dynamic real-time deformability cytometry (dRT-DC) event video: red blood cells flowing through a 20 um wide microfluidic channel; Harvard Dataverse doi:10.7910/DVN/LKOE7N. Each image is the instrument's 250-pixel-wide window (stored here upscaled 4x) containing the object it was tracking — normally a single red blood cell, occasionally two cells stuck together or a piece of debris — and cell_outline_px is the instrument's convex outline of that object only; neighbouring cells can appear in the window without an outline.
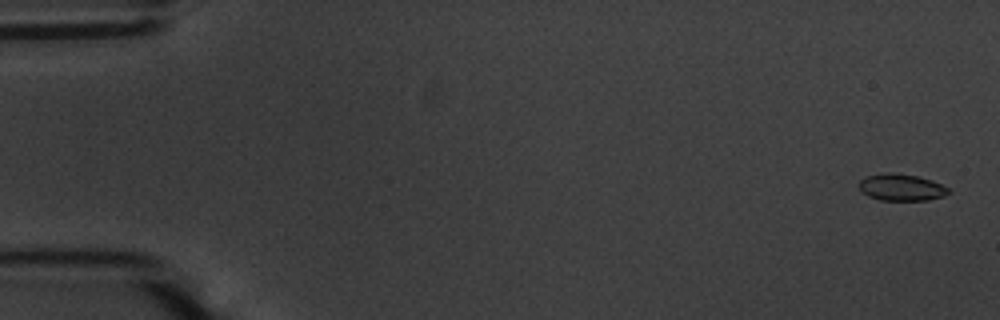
{"species": "common noctule bat (a hibernating species)", "species_latin": "Nyctalus noctula", "temperature_condition": "warm", "stored_images_in_passage": 56, "camera_frame_rate_fps": 3000, "um_per_image_px": 0.085, "animal": {"sex": "male", "body_mass_g": 20.1, "forearm_length_mm": 53.5}, "frame": {"image": 1, "passage_image": 2, "time_ms": 0.333, "image_size_px": [1000, 320], "cell_outline_px": [[952, 192], [944, 196], [928, 200], [880, 200], [868, 196], [860, 192], [860, 180], [864, 176], [888, 172], [892, 172], [916, 176], [932, 180], [948, 188]], "centroid_in_image_um": [76.6, 15.92], "position_along_channel_um": 8.4, "area_um2": 14.05}}
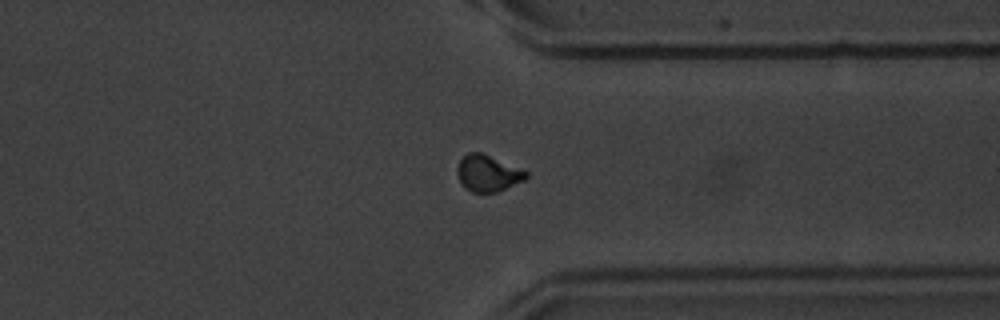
{"frame": {"image": 2, "passage_image": 43, "time_ms": 14.0, "image_size_px": [1000, 320], "cell_outline_px": [[528, 176], [524, 180], [496, 192], [472, 192], [464, 188], [456, 172], [456, 168], [460, 160], [468, 152], [480, 152], [528, 172]], "centroid_in_image_um": [41.43, 14.73], "position_along_channel_um": 370.0, "area_um2": 14.33}}
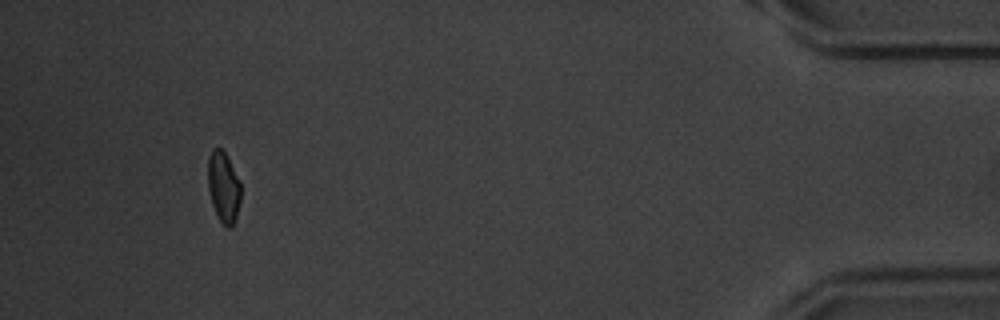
{"frame": {"image": 3, "passage_image": 52, "time_ms": 17.0, "image_size_px": [1000, 320], "cell_outline_px": [[240, 200], [236, 220], [232, 228], [228, 228], [220, 220], [212, 204], [208, 188], [208, 156], [212, 148], [220, 148], [224, 152], [240, 184]], "centroid_in_image_um": [18.98, 15.93], "position_along_channel_um": 416.2, "area_um2": 13.29}, "authors_computed_cell_mechanics": {"area_um2": 14.2477, "velocity_mm_per_s": 3.6977, "shape_relaxation_time_tau1_ms": 3.3677, "shape_relaxation_time_tau2_ms": 0.6366, "deformation_change_tau1": 0.1022, "deformation_change_tau2": 0.0555}}